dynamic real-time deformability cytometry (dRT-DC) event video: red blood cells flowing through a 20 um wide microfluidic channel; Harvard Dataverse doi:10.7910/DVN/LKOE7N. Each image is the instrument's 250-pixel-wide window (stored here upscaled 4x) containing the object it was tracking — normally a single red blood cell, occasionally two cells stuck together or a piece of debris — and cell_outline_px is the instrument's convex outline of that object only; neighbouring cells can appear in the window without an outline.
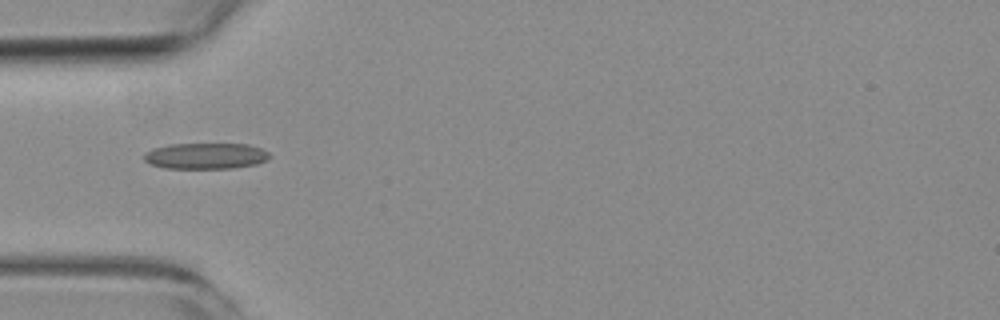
{"species": "common noctule bat (a hibernating species)", "species_latin": "Nyctalus noctula", "temperature_condition": "room temperature", "stored_images_in_passage": 3, "camera_frame_rate_fps": 3000, "um_per_image_px": 0.085, "animal": {"sex": "female", "body_mass_g": 19.3, "forearm_length_mm": 54.1}, "frame": {"image": 1, "passage_image": 2, "time_ms": 1.333, "image_size_px": [1000, 320], "cell_outline_px": [[272, 156], [268, 160], [256, 164], [232, 168], [164, 168], [152, 164], [144, 160], [144, 152], [152, 148], [168, 144], [248, 144], [260, 148], [268, 152]], "centroid_in_image_um": [17.49, 13.25], "position_along_channel_um": 67.5, "area_um2": 19.13}}
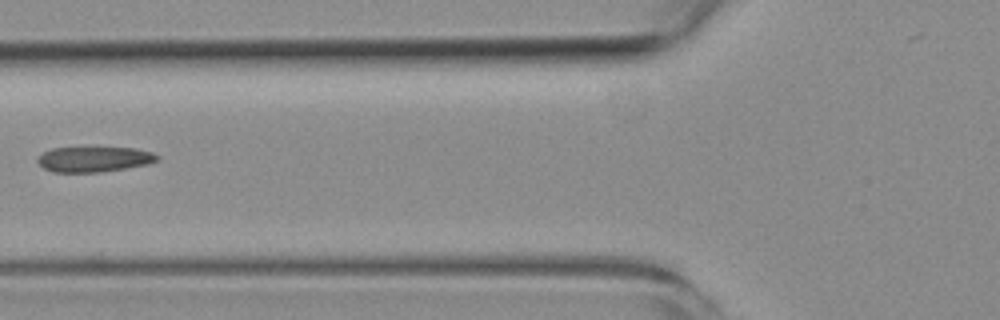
{"frame": {"image": 2, "passage_image": 3, "time_ms": 2.667, "image_size_px": [1000, 320], "cell_outline_px": [[160, 160], [148, 164], [100, 172], [52, 172], [44, 168], [36, 160], [44, 152], [52, 148], [136, 148], [152, 152], [160, 156]], "centroid_in_image_um": [8.03, 13.53], "position_along_channel_um": 117.8, "area_um2": 17.51}}